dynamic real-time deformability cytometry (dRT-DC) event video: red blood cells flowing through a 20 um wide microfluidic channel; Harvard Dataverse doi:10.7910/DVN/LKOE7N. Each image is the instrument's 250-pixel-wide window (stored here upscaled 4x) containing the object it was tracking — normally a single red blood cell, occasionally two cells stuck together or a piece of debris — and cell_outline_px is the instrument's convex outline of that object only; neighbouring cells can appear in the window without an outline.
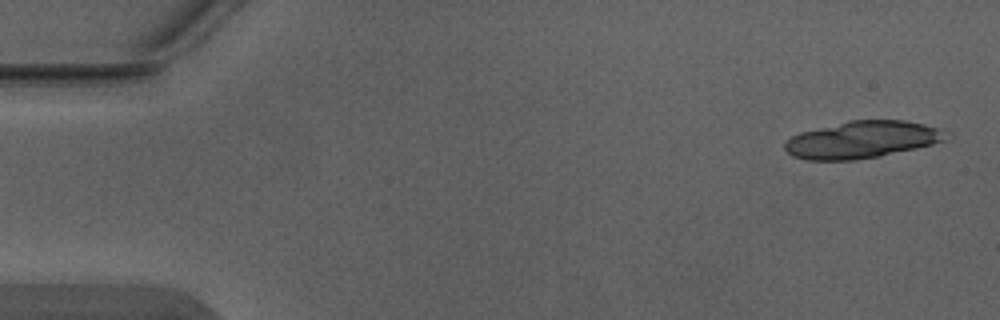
{"species": "Egyptian fruit bat (a non-hibernating species)", "species_latin": "Rousettus aegyptiacus", "temperature_condition": "warm", "stored_images_in_passage": 5, "camera_frame_rate_fps": 3000, "um_per_image_px": 0.085, "animal": {"sex": "male"}, "frame": {"image": 1, "passage_image": 1, "time_ms": 0.0, "image_size_px": [1000, 320], "cell_outline_px": [[944, 140], [932, 144], [916, 148], [880, 156], [852, 160], [808, 160], [792, 156], [784, 148], [784, 144], [792, 136], [800, 132], [848, 120], [904, 120], [924, 124], [940, 128]], "centroid_in_image_um": [73.21, 11.87], "position_along_channel_um": 11.8, "area_um2": 34.45}}